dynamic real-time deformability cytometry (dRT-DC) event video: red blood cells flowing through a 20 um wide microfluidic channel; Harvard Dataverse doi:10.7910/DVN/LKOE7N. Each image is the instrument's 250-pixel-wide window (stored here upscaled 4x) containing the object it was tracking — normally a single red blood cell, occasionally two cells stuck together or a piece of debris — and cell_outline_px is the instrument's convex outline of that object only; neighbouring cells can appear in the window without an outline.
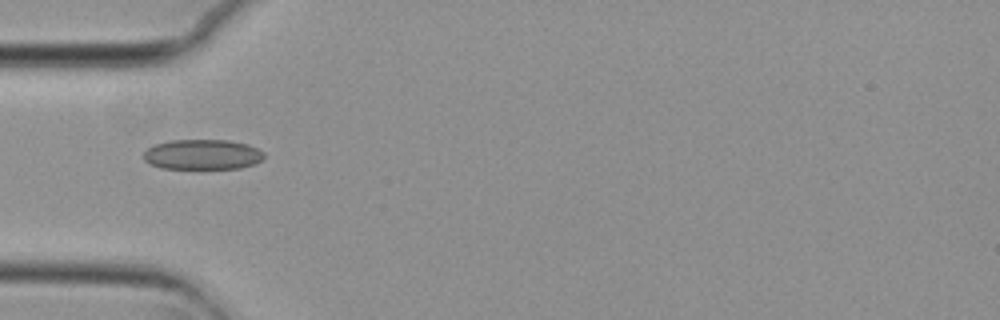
{"species": "common noctule bat (a hibernating species)", "species_latin": "Nyctalus noctula", "temperature_condition": "cold", "stored_images_in_passage": 30, "camera_frame_rate_fps": 3000, "um_per_image_px": 0.085, "animal": {"sex": "female", "body_mass_g": 29.2, "forearm_length_mm": 56.3}, "frame": {"image": 1, "passage_image": 1, "time_ms": 0.0, "image_size_px": [1000, 320], "cell_outline_px": [[264, 156], [260, 160], [252, 164], [240, 168], [160, 168], [144, 160], [144, 152], [148, 148], [156, 144], [172, 140], [228, 140], [248, 144], [264, 152]], "centroid_in_image_um": [17.21, 13.12], "position_along_channel_um": 67.8, "area_um2": 20.92}}
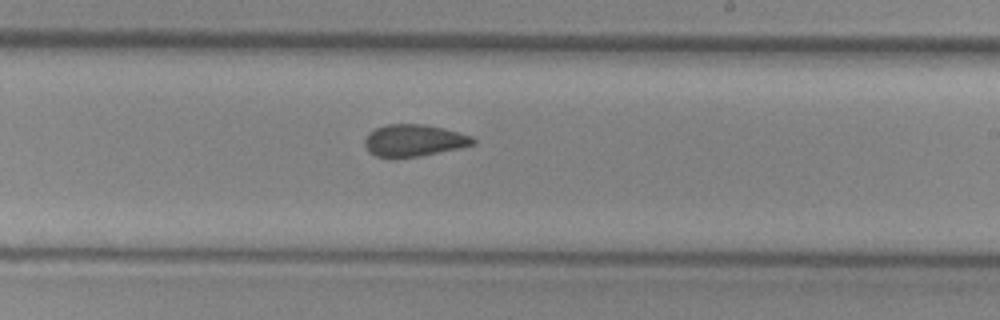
{"frame": {"image": 2, "passage_image": 16, "time_ms": 5.0, "image_size_px": [1000, 320], "cell_outline_px": [[476, 144], [460, 148], [420, 156], [396, 160], [392, 160], [376, 156], [368, 152], [364, 144], [364, 140], [368, 132], [376, 128], [388, 124], [424, 124], [444, 128], [472, 136], [476, 140]], "centroid_in_image_um": [35.15, 11.97], "position_along_channel_um": 253.9, "area_um2": 20.75}}
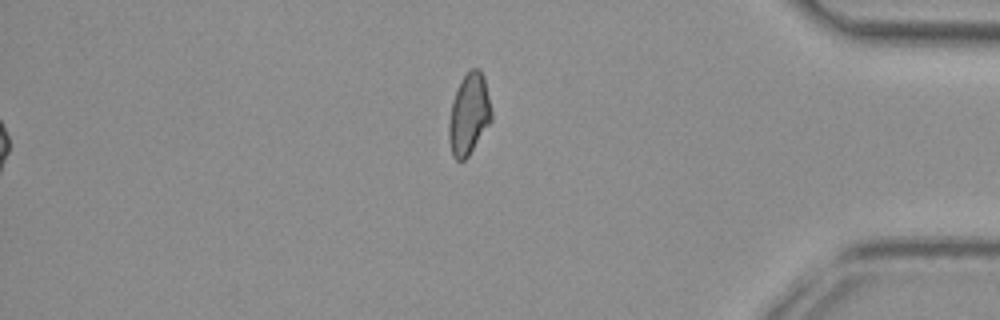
{"frame": {"image": 3, "passage_image": 30, "time_ms": 9.667, "image_size_px": [1000, 320], "cell_outline_px": [[492, 120], [468, 156], [464, 160], [456, 160], [452, 156], [448, 140], [448, 124], [452, 100], [456, 88], [460, 80], [472, 68], [480, 68], [484, 76], [492, 112]], "centroid_in_image_um": [39.84, 9.7], "position_along_channel_um": 395.4, "area_um2": 20.35}, "authors_computed_cell_mechanics": {"area_um2": 20.5479, "velocity_mm_per_s": 3.7371, "shape_relaxation_time_tau1_ms": 8.6567, "shape_relaxation_time_tau2_ms": 2.0855, "deformation_change_tau1": 0.1176, "deformation_change_tau2": 0.0664}}